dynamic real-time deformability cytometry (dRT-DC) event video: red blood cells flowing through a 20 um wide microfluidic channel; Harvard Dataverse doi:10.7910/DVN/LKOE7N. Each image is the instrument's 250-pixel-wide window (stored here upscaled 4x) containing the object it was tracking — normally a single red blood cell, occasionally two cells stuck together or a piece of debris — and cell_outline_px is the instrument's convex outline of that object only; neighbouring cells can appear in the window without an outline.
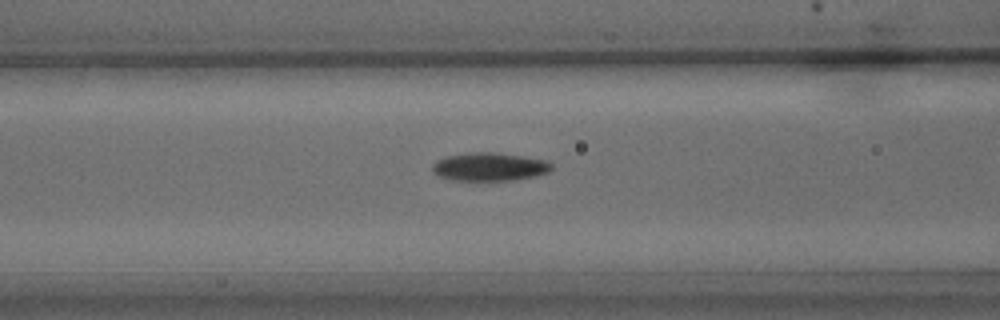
{"species": "common noctule bat (a hibernating species)", "species_latin": "Nyctalus noctula", "temperature_condition": "warm", "stored_images_in_passage": 9, "camera_frame_rate_fps": 3000, "um_per_image_px": 0.085, "animal": {"sex": "male", "body_mass_g": 15.6}, "frame": {"image": 1, "passage_image": 8, "time_ms": 2.333, "image_size_px": [1000, 320], "cell_outline_px": [[552, 168], [548, 172], [532, 176], [512, 180], [452, 180], [440, 176], [432, 172], [432, 164], [436, 160], [448, 156], [472, 152], [492, 152], [524, 156], [544, 160], [552, 164]], "centroid_in_image_um": [41.57, 14.17], "position_along_channel_um": 125.0, "area_um2": 19.42}}